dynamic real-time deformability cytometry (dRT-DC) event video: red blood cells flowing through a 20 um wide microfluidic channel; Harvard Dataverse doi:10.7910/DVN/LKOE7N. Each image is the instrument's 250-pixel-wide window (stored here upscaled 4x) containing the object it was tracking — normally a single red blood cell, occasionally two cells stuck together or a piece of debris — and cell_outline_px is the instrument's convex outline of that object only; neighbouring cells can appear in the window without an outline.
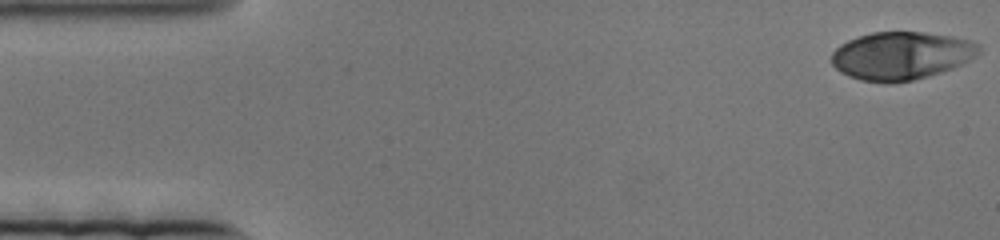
{"species": "human", "species_latin": "Homo sapiens", "temperature_condition": "cold", "stored_images_in_passage": 81, "camera_frame_rate_fps": 3000, "um_per_image_px": 0.085, "donor": {"sex": "female"}, "frame": {"image": 1, "passage_image": 1, "time_ms": 0.0, "image_size_px": [1000, 240], "cell_outline_px": [[980, 52], [976, 56], [952, 68], [928, 76], [912, 80], [884, 84], [860, 80], [848, 76], [840, 72], [832, 64], [832, 52], [840, 44], [848, 40], [872, 32], [924, 32], [952, 36], [968, 40], [980, 44]], "centroid_in_image_um": [76.59, 4.74], "position_along_channel_um": 8.4, "area_um2": 41.21}}
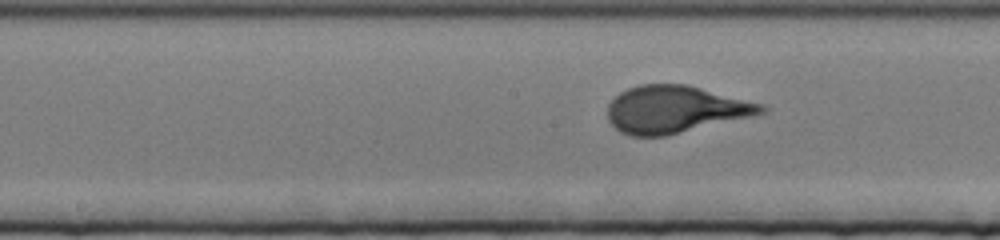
{"frame": {"image": 2, "passage_image": 39, "time_ms": 12.667, "image_size_px": [1000, 240], "cell_outline_px": [[768, 112], [752, 116], [664, 136], [632, 136], [620, 132], [608, 120], [608, 104], [620, 92], [628, 88], [640, 84], [688, 84], [764, 104], [768, 108]], "centroid_in_image_um": [57.41, 9.28], "position_along_channel_um": 190.8, "area_um2": 42.31}}
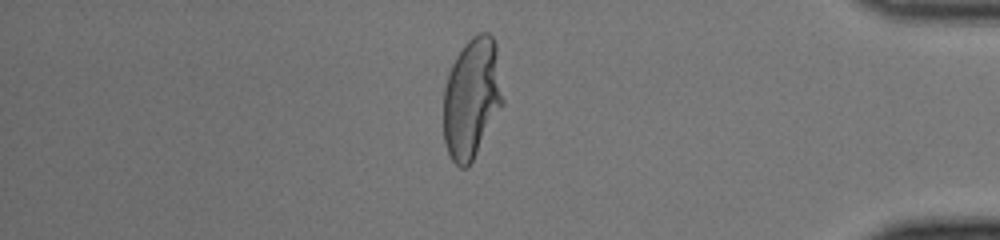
{"frame": {"image": 3, "passage_image": 69, "time_ms": 22.667, "image_size_px": [1000, 240], "cell_outline_px": [[504, 104], [468, 168], [460, 168], [452, 160], [448, 152], [444, 140], [444, 88], [452, 64], [456, 56], [464, 44], [472, 36], [480, 32], [488, 32], [492, 36], [496, 44], [504, 100]], "centroid_in_image_um": [40.12, 8.33], "position_along_channel_um": 395.1, "area_um2": 41.85}}